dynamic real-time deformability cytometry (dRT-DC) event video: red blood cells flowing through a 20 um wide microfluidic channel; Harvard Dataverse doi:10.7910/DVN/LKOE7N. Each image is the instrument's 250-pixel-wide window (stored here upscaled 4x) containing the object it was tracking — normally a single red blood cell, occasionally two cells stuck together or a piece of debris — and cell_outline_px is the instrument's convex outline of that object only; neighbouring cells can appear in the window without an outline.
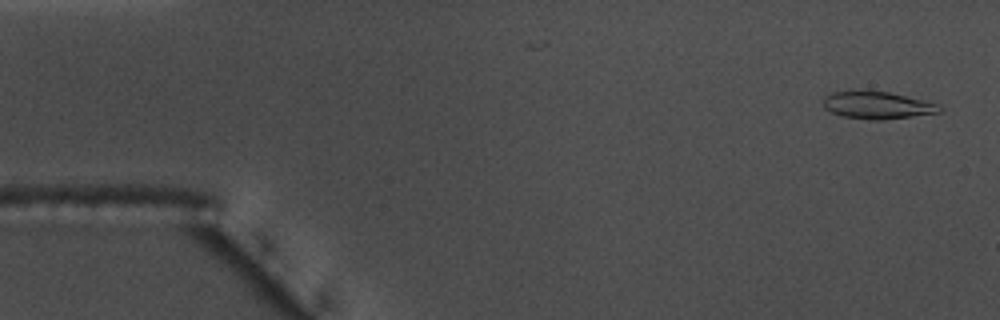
{"species": "common noctule bat (a hibernating species)", "species_latin": "Nyctalus noctula", "temperature_condition": "warm", "stored_images_in_passage": 49, "segment_of_instrument_passage": [1, 2], "camera_frame_rate_fps": 3000, "um_per_image_px": 0.085, "animal": {"sex": "male", "body_mass_g": 17.5, "forearm_length_mm": 52.3}, "frame": {"image": 1, "passage_image": 2, "time_ms": 0.333, "image_size_px": [1000, 320], "cell_outline_px": [[944, 108], [940, 112], [884, 120], [872, 120], [844, 116], [832, 112], [824, 108], [824, 96], [832, 92], [888, 92], [940, 104]], "centroid_in_image_um": [74.61, 8.96], "position_along_channel_um": 10.4, "area_um2": 18.09}}
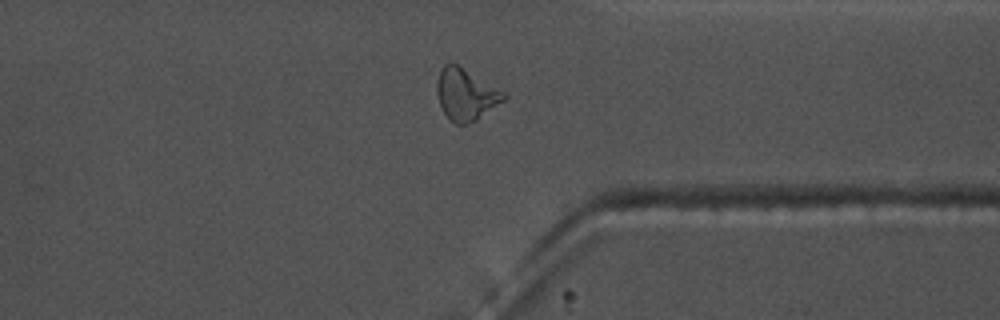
{"frame": {"image": 2, "passage_image": 42, "time_ms": 13.667, "image_size_px": [1000, 320], "cell_outline_px": [[508, 96], [504, 100], [476, 120], [464, 124], [456, 124], [444, 112], [440, 104], [436, 92], [436, 84], [440, 72], [444, 64], [456, 64], [504, 92]], "centroid_in_image_um": [39.58, 8.03], "position_along_channel_um": 371.8, "area_um2": 19.48}}
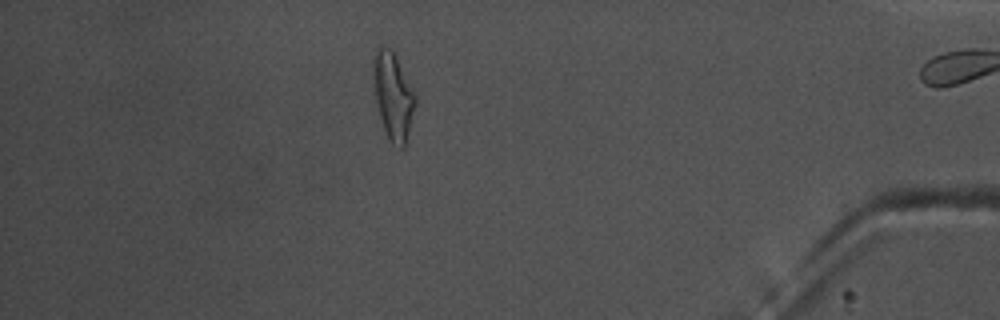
{"frame": {"image": 3, "passage_image": 48, "time_ms": 15.667, "image_size_px": [1000, 320], "cell_outline_px": [[416, 104], [404, 148], [400, 148], [392, 144], [384, 128], [380, 116], [376, 100], [372, 72], [372, 56], [376, 48], [380, 44], [388, 48], [396, 56], [416, 96]], "centroid_in_image_um": [33.4, 8.11], "position_along_channel_um": 401.8, "area_um2": 21.15}}